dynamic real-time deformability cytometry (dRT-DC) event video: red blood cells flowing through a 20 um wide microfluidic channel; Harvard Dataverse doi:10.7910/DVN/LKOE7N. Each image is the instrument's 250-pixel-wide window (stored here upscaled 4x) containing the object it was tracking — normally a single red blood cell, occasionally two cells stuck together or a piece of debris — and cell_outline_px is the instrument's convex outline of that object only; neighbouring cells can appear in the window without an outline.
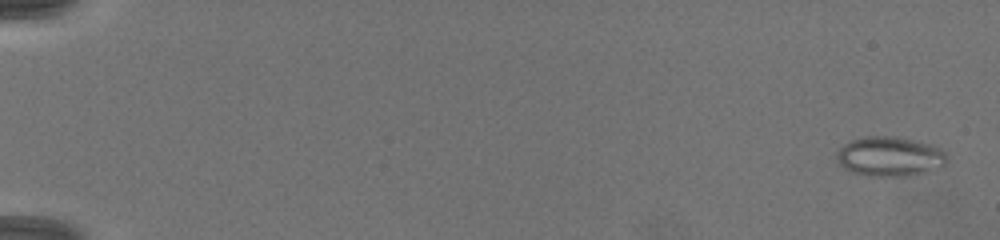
{"species": "common noctule bat (a hibernating species)", "species_latin": "Nyctalus noctula", "temperature_condition": "warm", "stored_images_in_passage": 11, "camera_frame_rate_fps": 3000, "um_per_image_px": 0.085, "animal": {"sex": "female", "body_mass_g": 19.5, "forearm_length_mm": 54.1}, "frame": {"image": 1, "passage_image": 1, "time_ms": 0.0, "image_size_px": [1000, 240], "cell_outline_px": [[944, 164], [928, 172], [908, 176], [868, 176], [852, 172], [844, 168], [836, 160], [836, 152], [844, 144], [852, 140], [864, 136], [896, 136], [912, 140], [936, 148], [944, 152]], "centroid_in_image_um": [75.53, 13.31], "position_along_channel_um": 9.5, "area_um2": 25.09}}
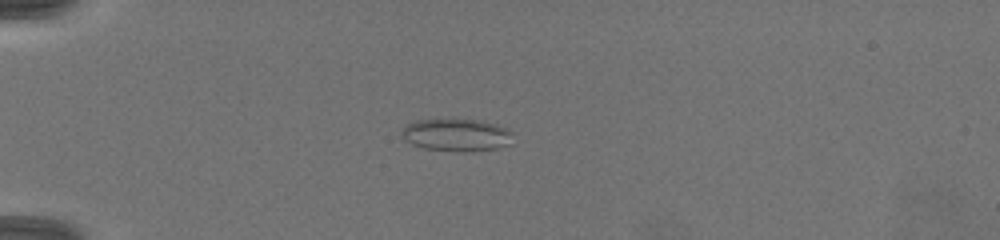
{"frame": {"image": 2, "passage_image": 10, "time_ms": 4.667, "image_size_px": [1000, 240], "cell_outline_px": [[512, 132], [508, 144], [496, 148], [464, 152], [424, 148], [412, 144], [404, 140], [404, 128], [408, 124], [416, 120], [480, 120], [496, 124]], "centroid_in_image_um": [38.8, 11.48], "position_along_channel_um": 46.2, "area_um2": 20.46}}